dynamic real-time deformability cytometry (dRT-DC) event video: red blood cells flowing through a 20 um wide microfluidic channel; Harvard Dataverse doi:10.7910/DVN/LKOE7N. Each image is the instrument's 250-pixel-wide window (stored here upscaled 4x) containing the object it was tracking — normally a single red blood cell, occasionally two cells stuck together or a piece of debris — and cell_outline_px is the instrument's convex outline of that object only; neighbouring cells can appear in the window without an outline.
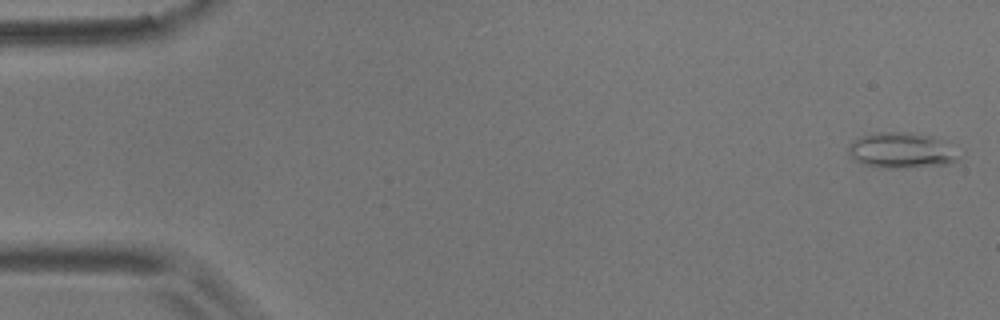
{"species": "common noctule bat (a hibernating species)", "species_latin": "Nyctalus noctula", "temperature_condition": "room temperature", "stored_images_in_passage": 5, "camera_frame_rate_fps": 3000, "um_per_image_px": 0.085, "animal": {"sex": "male", "body_mass_g": 17.9}, "frame": {"image": 1, "passage_image": 1, "time_ms": 0.0, "image_size_px": [1000, 320], "cell_outline_px": [[960, 156], [956, 160], [944, 164], [888, 168], [864, 164], [856, 160], [848, 152], [848, 148], [852, 140], [864, 136], [880, 132], [908, 132], [932, 136], [940, 140]], "centroid_in_image_um": [76.56, 12.77], "position_along_channel_um": 8.4, "area_um2": 22.02}}